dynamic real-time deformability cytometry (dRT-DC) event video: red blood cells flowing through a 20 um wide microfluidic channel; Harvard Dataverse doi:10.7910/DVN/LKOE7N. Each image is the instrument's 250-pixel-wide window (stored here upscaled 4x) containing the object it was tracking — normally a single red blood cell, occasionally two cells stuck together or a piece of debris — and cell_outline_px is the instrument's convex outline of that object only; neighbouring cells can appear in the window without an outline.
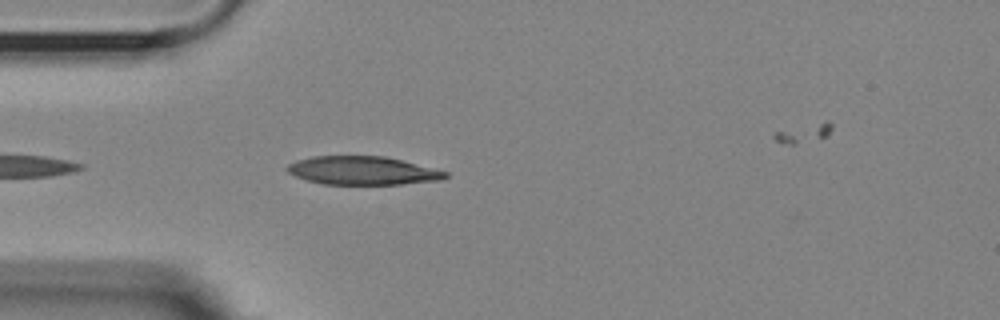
{"species": "Egyptian fruit bat (a non-hibernating species)", "species_latin": "Rousettus aegyptiacus", "temperature_condition": "room temperature", "stored_images_in_passage": 28, "camera_frame_rate_fps": 3000, "um_per_image_px": 0.085, "animal": {"sex": "female"}, "frame": {"image": 1, "passage_image": 2, "time_ms": 0.333, "image_size_px": [1000, 320], "cell_outline_px": [[448, 176], [440, 180], [400, 184], [324, 184], [308, 180], [296, 176], [288, 172], [284, 168], [288, 164], [296, 160], [312, 156], [384, 156], [448, 172]], "centroid_in_image_um": [30.78, 14.49], "position_along_channel_um": 54.2, "area_um2": 25.95}}
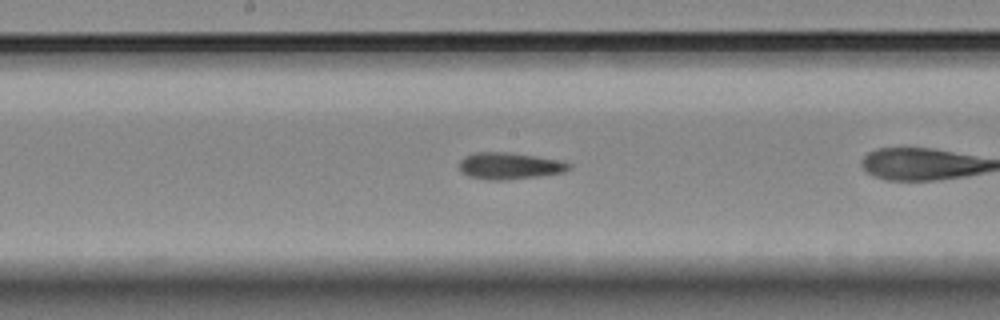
{"frame": {"image": 2, "passage_image": 12, "time_ms": 3.667, "image_size_px": [1000, 320], "cell_outline_px": [[572, 168], [564, 172], [508, 180], [488, 180], [468, 176], [460, 168], [460, 160], [464, 156], [476, 152], [508, 152], [536, 156], [560, 160], [572, 164]], "centroid_in_image_um": [43.33, 14.09], "position_along_channel_um": 204.9, "area_um2": 17.05}}
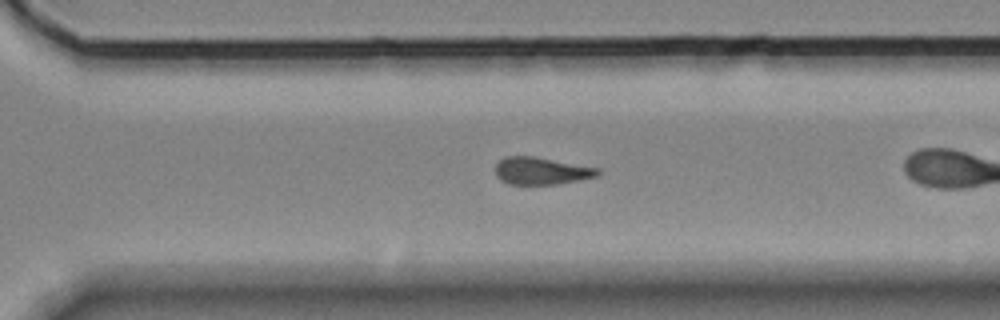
{"frame": {"image": 3, "passage_image": 22, "time_ms": 7.0, "image_size_px": [1000, 320], "cell_outline_px": [[600, 172], [596, 176], [556, 184], [508, 184], [500, 180], [496, 176], [496, 164], [504, 156], [532, 156], [600, 168]], "centroid_in_image_um": [45.97, 14.52], "position_along_channel_um": 324.6, "area_um2": 16.13}, "authors_computed_cell_mechanics": {"area_um2": 16.8776, "velocity_mm_per_s": 3.5999, "shape_relaxation_time_tau1_ms": null, "shape_relaxation_time_tau2_ms": 3.6248, "deformation_change_tau1": null, "deformation_change_tau2": 0.0948}}